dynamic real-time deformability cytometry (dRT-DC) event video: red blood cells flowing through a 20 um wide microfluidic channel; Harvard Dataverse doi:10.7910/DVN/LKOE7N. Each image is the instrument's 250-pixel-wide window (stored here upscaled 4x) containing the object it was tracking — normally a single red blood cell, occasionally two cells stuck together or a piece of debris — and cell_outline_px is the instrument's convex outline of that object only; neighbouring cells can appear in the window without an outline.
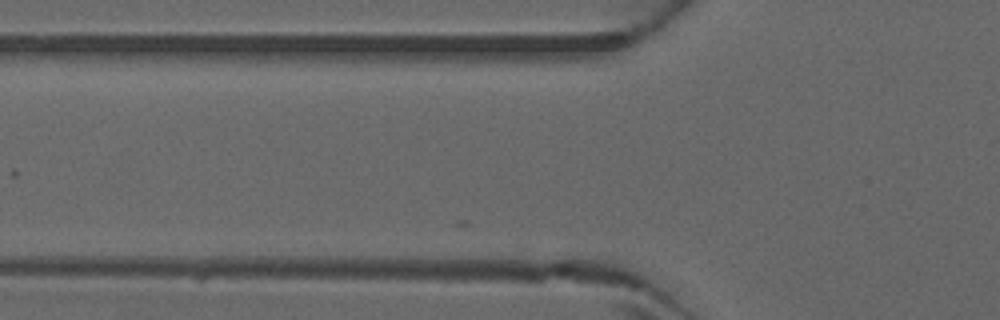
{"species": "common noctule bat (a hibernating species)", "species_latin": "Nyctalus noctula", "temperature_condition": "warm", "stored_images_in_passage": 3, "camera_frame_rate_fps": 3000, "um_per_image_px": 0.085, "animal": {"sex": "male", "forearm_length_mm": 52.5}, "frame": {"image": 1, "passage_image": 2, "time_ms": 0.333, "image_size_px": [1000, 320], "cell_outline_px": [[624, 284], [612, 284], [448, 280], [456, 276], [560, 268], [620, 280]], "centroid_in_image_um": [46.03, 23.55], "position_along_channel_um": 79.8, "area_um2": 11.39}}